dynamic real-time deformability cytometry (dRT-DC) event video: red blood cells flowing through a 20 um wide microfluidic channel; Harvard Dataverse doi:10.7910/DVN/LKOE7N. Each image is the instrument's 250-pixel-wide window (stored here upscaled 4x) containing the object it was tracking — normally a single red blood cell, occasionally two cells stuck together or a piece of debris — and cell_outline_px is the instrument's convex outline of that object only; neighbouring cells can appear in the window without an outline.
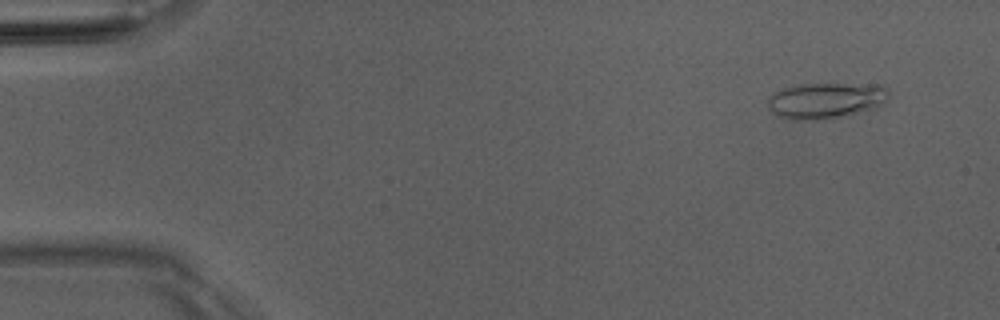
{"species": "Egyptian fruit bat (a non-hibernating species)", "species_latin": "Rousettus aegyptiacus", "temperature_condition": "room temperature", "stored_images_in_passage": 51, "camera_frame_rate_fps": 3000, "um_per_image_px": 0.085, "animal": {"sex": "male"}, "frame": {"image": 1, "passage_image": 4, "time_ms": 1.0, "image_size_px": [1000, 320], "cell_outline_px": [[888, 100], [872, 108], [856, 112], [816, 120], [788, 120], [772, 112], [768, 108], [768, 96], [784, 88], [800, 84], [884, 84], [888, 88]], "centroid_in_image_um": [70.17, 8.52], "position_along_channel_um": 14.8, "area_um2": 25.09}}
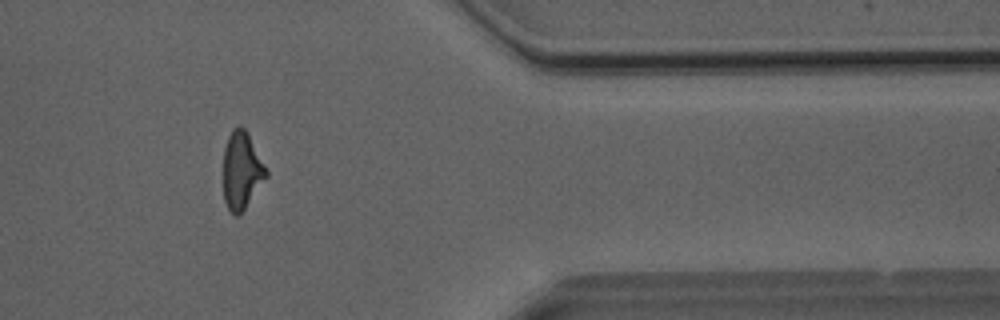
{"frame": {"image": 2, "passage_image": 42, "time_ms": 13.667, "image_size_px": [1000, 320], "cell_outline_px": [[268, 176], [244, 208], [236, 216], [228, 208], [224, 200], [224, 148], [228, 136], [232, 128], [240, 124], [248, 132], [268, 172]], "centroid_in_image_um": [20.54, 14.43], "position_along_channel_um": 390.9, "area_um2": 19.13}}
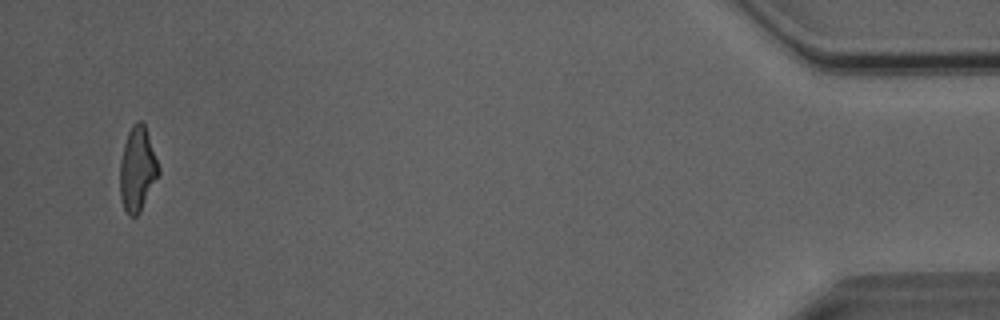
{"frame": {"image": 3, "passage_image": 49, "time_ms": 16.0, "image_size_px": [1000, 320], "cell_outline_px": [[160, 172], [140, 212], [136, 216], [128, 216], [124, 208], [120, 196], [120, 160], [124, 144], [128, 132], [132, 124], [136, 120], [140, 120], [144, 124], [160, 168]], "centroid_in_image_um": [11.67, 14.38], "position_along_channel_um": 423.5, "area_um2": 18.9}, "authors_computed_cell_mechanics": {"area_um2": 20.0566, "velocity_mm_per_s": 4.0784, "shape_relaxation_time_tau1_ms": 4.4271, "shape_relaxation_time_tau2_ms": 1.5763, "deformation_change_tau1": 0.1844, "deformation_change_tau2": 0.1049}}